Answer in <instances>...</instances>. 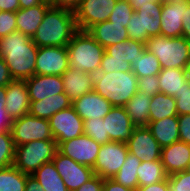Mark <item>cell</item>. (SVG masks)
Instances as JSON below:
<instances>
[{"mask_svg": "<svg viewBox=\"0 0 190 191\" xmlns=\"http://www.w3.org/2000/svg\"><path fill=\"white\" fill-rule=\"evenodd\" d=\"M37 51L32 38L20 31L0 38V56L14 80H27L35 75Z\"/></svg>", "mask_w": 190, "mask_h": 191, "instance_id": "1", "label": "cell"}, {"mask_svg": "<svg viewBox=\"0 0 190 191\" xmlns=\"http://www.w3.org/2000/svg\"><path fill=\"white\" fill-rule=\"evenodd\" d=\"M77 31L74 12L49 7L32 40L37 47H66Z\"/></svg>", "mask_w": 190, "mask_h": 191, "instance_id": "2", "label": "cell"}, {"mask_svg": "<svg viewBox=\"0 0 190 191\" xmlns=\"http://www.w3.org/2000/svg\"><path fill=\"white\" fill-rule=\"evenodd\" d=\"M93 91L107 99L112 106L124 105L138 91V77L133 71L94 75Z\"/></svg>", "mask_w": 190, "mask_h": 191, "instance_id": "3", "label": "cell"}, {"mask_svg": "<svg viewBox=\"0 0 190 191\" xmlns=\"http://www.w3.org/2000/svg\"><path fill=\"white\" fill-rule=\"evenodd\" d=\"M66 47L69 67L94 75L99 73L105 48L87 31L78 30Z\"/></svg>", "mask_w": 190, "mask_h": 191, "instance_id": "4", "label": "cell"}, {"mask_svg": "<svg viewBox=\"0 0 190 191\" xmlns=\"http://www.w3.org/2000/svg\"><path fill=\"white\" fill-rule=\"evenodd\" d=\"M145 48L156 56L162 69H184L190 59V42L183 36H152L146 42Z\"/></svg>", "mask_w": 190, "mask_h": 191, "instance_id": "5", "label": "cell"}, {"mask_svg": "<svg viewBox=\"0 0 190 191\" xmlns=\"http://www.w3.org/2000/svg\"><path fill=\"white\" fill-rule=\"evenodd\" d=\"M160 0L146 2L131 16L127 28L129 39L146 43L152 36L161 35Z\"/></svg>", "mask_w": 190, "mask_h": 191, "instance_id": "6", "label": "cell"}, {"mask_svg": "<svg viewBox=\"0 0 190 191\" xmlns=\"http://www.w3.org/2000/svg\"><path fill=\"white\" fill-rule=\"evenodd\" d=\"M57 150L55 140H35L15 146L13 165L23 173L32 175L41 165L51 162Z\"/></svg>", "mask_w": 190, "mask_h": 191, "instance_id": "7", "label": "cell"}, {"mask_svg": "<svg viewBox=\"0 0 190 191\" xmlns=\"http://www.w3.org/2000/svg\"><path fill=\"white\" fill-rule=\"evenodd\" d=\"M11 134L15 146H20L35 140H54L49 120L26 114L13 120Z\"/></svg>", "mask_w": 190, "mask_h": 191, "instance_id": "8", "label": "cell"}, {"mask_svg": "<svg viewBox=\"0 0 190 191\" xmlns=\"http://www.w3.org/2000/svg\"><path fill=\"white\" fill-rule=\"evenodd\" d=\"M128 153L126 143L111 141L101 144L93 167L94 175L103 179L112 178L124 164Z\"/></svg>", "mask_w": 190, "mask_h": 191, "instance_id": "9", "label": "cell"}, {"mask_svg": "<svg viewBox=\"0 0 190 191\" xmlns=\"http://www.w3.org/2000/svg\"><path fill=\"white\" fill-rule=\"evenodd\" d=\"M49 123L57 145L84 134V121L72 106L55 113L49 118Z\"/></svg>", "mask_w": 190, "mask_h": 191, "instance_id": "10", "label": "cell"}, {"mask_svg": "<svg viewBox=\"0 0 190 191\" xmlns=\"http://www.w3.org/2000/svg\"><path fill=\"white\" fill-rule=\"evenodd\" d=\"M117 0H81L75 13L78 30L88 31L93 25L107 21Z\"/></svg>", "mask_w": 190, "mask_h": 191, "instance_id": "11", "label": "cell"}, {"mask_svg": "<svg viewBox=\"0 0 190 191\" xmlns=\"http://www.w3.org/2000/svg\"><path fill=\"white\" fill-rule=\"evenodd\" d=\"M100 147V143H97L86 134H82L57 145V149L60 153L68 156L77 163L92 168L96 163Z\"/></svg>", "mask_w": 190, "mask_h": 191, "instance_id": "12", "label": "cell"}, {"mask_svg": "<svg viewBox=\"0 0 190 191\" xmlns=\"http://www.w3.org/2000/svg\"><path fill=\"white\" fill-rule=\"evenodd\" d=\"M68 191L77 190L94 176L93 168L77 163L58 150L52 160Z\"/></svg>", "mask_w": 190, "mask_h": 191, "instance_id": "13", "label": "cell"}, {"mask_svg": "<svg viewBox=\"0 0 190 191\" xmlns=\"http://www.w3.org/2000/svg\"><path fill=\"white\" fill-rule=\"evenodd\" d=\"M69 68L67 47H38L35 74L62 76Z\"/></svg>", "mask_w": 190, "mask_h": 191, "instance_id": "14", "label": "cell"}, {"mask_svg": "<svg viewBox=\"0 0 190 191\" xmlns=\"http://www.w3.org/2000/svg\"><path fill=\"white\" fill-rule=\"evenodd\" d=\"M126 145L128 151L140 160L150 162L160 159L162 147L147 126L135 127Z\"/></svg>", "mask_w": 190, "mask_h": 191, "instance_id": "15", "label": "cell"}, {"mask_svg": "<svg viewBox=\"0 0 190 191\" xmlns=\"http://www.w3.org/2000/svg\"><path fill=\"white\" fill-rule=\"evenodd\" d=\"M3 99L6 112L13 121L29 114L30 101L25 80H12L5 87Z\"/></svg>", "mask_w": 190, "mask_h": 191, "instance_id": "16", "label": "cell"}, {"mask_svg": "<svg viewBox=\"0 0 190 191\" xmlns=\"http://www.w3.org/2000/svg\"><path fill=\"white\" fill-rule=\"evenodd\" d=\"M105 122V134L110 141L126 143L136 127L129 118L124 107L113 106L103 118Z\"/></svg>", "mask_w": 190, "mask_h": 191, "instance_id": "17", "label": "cell"}, {"mask_svg": "<svg viewBox=\"0 0 190 191\" xmlns=\"http://www.w3.org/2000/svg\"><path fill=\"white\" fill-rule=\"evenodd\" d=\"M190 0L162 4L161 36L174 38L182 36V19Z\"/></svg>", "mask_w": 190, "mask_h": 191, "instance_id": "18", "label": "cell"}, {"mask_svg": "<svg viewBox=\"0 0 190 191\" xmlns=\"http://www.w3.org/2000/svg\"><path fill=\"white\" fill-rule=\"evenodd\" d=\"M25 82L29 101L43 100L46 97L64 92L63 78L59 75L35 74Z\"/></svg>", "mask_w": 190, "mask_h": 191, "instance_id": "19", "label": "cell"}, {"mask_svg": "<svg viewBox=\"0 0 190 191\" xmlns=\"http://www.w3.org/2000/svg\"><path fill=\"white\" fill-rule=\"evenodd\" d=\"M72 107L83 121L91 118H104L113 107L100 94L92 91L80 96L72 102Z\"/></svg>", "mask_w": 190, "mask_h": 191, "instance_id": "20", "label": "cell"}, {"mask_svg": "<svg viewBox=\"0 0 190 191\" xmlns=\"http://www.w3.org/2000/svg\"><path fill=\"white\" fill-rule=\"evenodd\" d=\"M160 160L167 175L185 171L190 163V144L178 141L163 147Z\"/></svg>", "mask_w": 190, "mask_h": 191, "instance_id": "21", "label": "cell"}, {"mask_svg": "<svg viewBox=\"0 0 190 191\" xmlns=\"http://www.w3.org/2000/svg\"><path fill=\"white\" fill-rule=\"evenodd\" d=\"M64 93L73 102L84 94L93 91L94 74L69 67L62 75Z\"/></svg>", "mask_w": 190, "mask_h": 191, "instance_id": "22", "label": "cell"}, {"mask_svg": "<svg viewBox=\"0 0 190 191\" xmlns=\"http://www.w3.org/2000/svg\"><path fill=\"white\" fill-rule=\"evenodd\" d=\"M103 48L129 40L126 27L104 21L93 25L87 31Z\"/></svg>", "mask_w": 190, "mask_h": 191, "instance_id": "23", "label": "cell"}, {"mask_svg": "<svg viewBox=\"0 0 190 191\" xmlns=\"http://www.w3.org/2000/svg\"><path fill=\"white\" fill-rule=\"evenodd\" d=\"M72 106V101L63 92L46 97L43 100L30 101L29 114L49 120L55 113Z\"/></svg>", "mask_w": 190, "mask_h": 191, "instance_id": "24", "label": "cell"}, {"mask_svg": "<svg viewBox=\"0 0 190 191\" xmlns=\"http://www.w3.org/2000/svg\"><path fill=\"white\" fill-rule=\"evenodd\" d=\"M147 128L162 148L180 141L178 116L166 117L158 121H149Z\"/></svg>", "mask_w": 190, "mask_h": 191, "instance_id": "25", "label": "cell"}, {"mask_svg": "<svg viewBox=\"0 0 190 191\" xmlns=\"http://www.w3.org/2000/svg\"><path fill=\"white\" fill-rule=\"evenodd\" d=\"M48 5L39 4L27 9H19L15 12L17 31L32 38L39 28Z\"/></svg>", "mask_w": 190, "mask_h": 191, "instance_id": "26", "label": "cell"}, {"mask_svg": "<svg viewBox=\"0 0 190 191\" xmlns=\"http://www.w3.org/2000/svg\"><path fill=\"white\" fill-rule=\"evenodd\" d=\"M146 43L127 40L105 48L102 60H117L131 63L146 49Z\"/></svg>", "mask_w": 190, "mask_h": 191, "instance_id": "27", "label": "cell"}, {"mask_svg": "<svg viewBox=\"0 0 190 191\" xmlns=\"http://www.w3.org/2000/svg\"><path fill=\"white\" fill-rule=\"evenodd\" d=\"M151 96L142 91H137L135 95L124 105V108L136 127L147 126L150 114Z\"/></svg>", "mask_w": 190, "mask_h": 191, "instance_id": "28", "label": "cell"}, {"mask_svg": "<svg viewBox=\"0 0 190 191\" xmlns=\"http://www.w3.org/2000/svg\"><path fill=\"white\" fill-rule=\"evenodd\" d=\"M160 93L174 97L179 93L187 82L184 69L167 68L161 69L158 74Z\"/></svg>", "mask_w": 190, "mask_h": 191, "instance_id": "29", "label": "cell"}, {"mask_svg": "<svg viewBox=\"0 0 190 191\" xmlns=\"http://www.w3.org/2000/svg\"><path fill=\"white\" fill-rule=\"evenodd\" d=\"M43 191H68L53 162L41 165L32 175Z\"/></svg>", "mask_w": 190, "mask_h": 191, "instance_id": "30", "label": "cell"}, {"mask_svg": "<svg viewBox=\"0 0 190 191\" xmlns=\"http://www.w3.org/2000/svg\"><path fill=\"white\" fill-rule=\"evenodd\" d=\"M149 109V121L178 116L175 98L164 93H158L151 97Z\"/></svg>", "mask_w": 190, "mask_h": 191, "instance_id": "31", "label": "cell"}, {"mask_svg": "<svg viewBox=\"0 0 190 191\" xmlns=\"http://www.w3.org/2000/svg\"><path fill=\"white\" fill-rule=\"evenodd\" d=\"M141 162L142 160L129 152L124 164L112 179L125 187L136 190L139 187L137 169Z\"/></svg>", "mask_w": 190, "mask_h": 191, "instance_id": "32", "label": "cell"}, {"mask_svg": "<svg viewBox=\"0 0 190 191\" xmlns=\"http://www.w3.org/2000/svg\"><path fill=\"white\" fill-rule=\"evenodd\" d=\"M139 187L155 184L167 179L161 160L146 162L142 160L137 169Z\"/></svg>", "mask_w": 190, "mask_h": 191, "instance_id": "33", "label": "cell"}, {"mask_svg": "<svg viewBox=\"0 0 190 191\" xmlns=\"http://www.w3.org/2000/svg\"><path fill=\"white\" fill-rule=\"evenodd\" d=\"M27 176L14 165L0 168V191H25Z\"/></svg>", "mask_w": 190, "mask_h": 191, "instance_id": "34", "label": "cell"}, {"mask_svg": "<svg viewBox=\"0 0 190 191\" xmlns=\"http://www.w3.org/2000/svg\"><path fill=\"white\" fill-rule=\"evenodd\" d=\"M130 65L131 70L138 78L158 75L162 69L156 56L146 49L140 54V56H138L136 60H132Z\"/></svg>", "mask_w": 190, "mask_h": 191, "instance_id": "35", "label": "cell"}, {"mask_svg": "<svg viewBox=\"0 0 190 191\" xmlns=\"http://www.w3.org/2000/svg\"><path fill=\"white\" fill-rule=\"evenodd\" d=\"M15 157V144L11 130L0 131V168L12 166Z\"/></svg>", "mask_w": 190, "mask_h": 191, "instance_id": "36", "label": "cell"}, {"mask_svg": "<svg viewBox=\"0 0 190 191\" xmlns=\"http://www.w3.org/2000/svg\"><path fill=\"white\" fill-rule=\"evenodd\" d=\"M84 134L95 140L97 143L106 144L111 142L109 135L105 134V122L103 118H91L84 121Z\"/></svg>", "mask_w": 190, "mask_h": 191, "instance_id": "37", "label": "cell"}, {"mask_svg": "<svg viewBox=\"0 0 190 191\" xmlns=\"http://www.w3.org/2000/svg\"><path fill=\"white\" fill-rule=\"evenodd\" d=\"M134 12L135 10L128 0H117L113 11L108 18V21L112 24H118L122 27H127Z\"/></svg>", "mask_w": 190, "mask_h": 191, "instance_id": "38", "label": "cell"}, {"mask_svg": "<svg viewBox=\"0 0 190 191\" xmlns=\"http://www.w3.org/2000/svg\"><path fill=\"white\" fill-rule=\"evenodd\" d=\"M168 191H190V172L182 171L168 175Z\"/></svg>", "mask_w": 190, "mask_h": 191, "instance_id": "39", "label": "cell"}, {"mask_svg": "<svg viewBox=\"0 0 190 191\" xmlns=\"http://www.w3.org/2000/svg\"><path fill=\"white\" fill-rule=\"evenodd\" d=\"M178 115L190 114V83L187 81L179 93L174 96Z\"/></svg>", "mask_w": 190, "mask_h": 191, "instance_id": "40", "label": "cell"}, {"mask_svg": "<svg viewBox=\"0 0 190 191\" xmlns=\"http://www.w3.org/2000/svg\"><path fill=\"white\" fill-rule=\"evenodd\" d=\"M17 30L15 12H0V38Z\"/></svg>", "mask_w": 190, "mask_h": 191, "instance_id": "41", "label": "cell"}, {"mask_svg": "<svg viewBox=\"0 0 190 191\" xmlns=\"http://www.w3.org/2000/svg\"><path fill=\"white\" fill-rule=\"evenodd\" d=\"M138 91H142L151 97L160 93L158 75L138 78Z\"/></svg>", "mask_w": 190, "mask_h": 191, "instance_id": "42", "label": "cell"}, {"mask_svg": "<svg viewBox=\"0 0 190 191\" xmlns=\"http://www.w3.org/2000/svg\"><path fill=\"white\" fill-rule=\"evenodd\" d=\"M129 72L131 65L129 62L117 61V60H101V66L99 72L110 73V72Z\"/></svg>", "mask_w": 190, "mask_h": 191, "instance_id": "43", "label": "cell"}, {"mask_svg": "<svg viewBox=\"0 0 190 191\" xmlns=\"http://www.w3.org/2000/svg\"><path fill=\"white\" fill-rule=\"evenodd\" d=\"M178 126L180 141L190 144V114L178 115Z\"/></svg>", "mask_w": 190, "mask_h": 191, "instance_id": "44", "label": "cell"}, {"mask_svg": "<svg viewBox=\"0 0 190 191\" xmlns=\"http://www.w3.org/2000/svg\"><path fill=\"white\" fill-rule=\"evenodd\" d=\"M5 87H0V131L11 130L12 120L9 118L4 104L3 93Z\"/></svg>", "mask_w": 190, "mask_h": 191, "instance_id": "45", "label": "cell"}, {"mask_svg": "<svg viewBox=\"0 0 190 191\" xmlns=\"http://www.w3.org/2000/svg\"><path fill=\"white\" fill-rule=\"evenodd\" d=\"M104 179L94 175L75 191H102Z\"/></svg>", "mask_w": 190, "mask_h": 191, "instance_id": "46", "label": "cell"}, {"mask_svg": "<svg viewBox=\"0 0 190 191\" xmlns=\"http://www.w3.org/2000/svg\"><path fill=\"white\" fill-rule=\"evenodd\" d=\"M13 80L9 68L3 57L0 56V87H7Z\"/></svg>", "mask_w": 190, "mask_h": 191, "instance_id": "47", "label": "cell"}, {"mask_svg": "<svg viewBox=\"0 0 190 191\" xmlns=\"http://www.w3.org/2000/svg\"><path fill=\"white\" fill-rule=\"evenodd\" d=\"M102 191H135L128 187H125L112 178L104 179Z\"/></svg>", "mask_w": 190, "mask_h": 191, "instance_id": "48", "label": "cell"}, {"mask_svg": "<svg viewBox=\"0 0 190 191\" xmlns=\"http://www.w3.org/2000/svg\"><path fill=\"white\" fill-rule=\"evenodd\" d=\"M80 3L81 0H55V8L75 12L79 7Z\"/></svg>", "mask_w": 190, "mask_h": 191, "instance_id": "49", "label": "cell"}, {"mask_svg": "<svg viewBox=\"0 0 190 191\" xmlns=\"http://www.w3.org/2000/svg\"><path fill=\"white\" fill-rule=\"evenodd\" d=\"M182 21H183L182 22V26H183L182 36L188 42H190V3L188 5L186 11L184 12Z\"/></svg>", "mask_w": 190, "mask_h": 191, "instance_id": "50", "label": "cell"}, {"mask_svg": "<svg viewBox=\"0 0 190 191\" xmlns=\"http://www.w3.org/2000/svg\"><path fill=\"white\" fill-rule=\"evenodd\" d=\"M135 191H168V178L155 184L138 187Z\"/></svg>", "mask_w": 190, "mask_h": 191, "instance_id": "51", "label": "cell"}, {"mask_svg": "<svg viewBox=\"0 0 190 191\" xmlns=\"http://www.w3.org/2000/svg\"><path fill=\"white\" fill-rule=\"evenodd\" d=\"M19 9V0H0L1 11L17 12Z\"/></svg>", "mask_w": 190, "mask_h": 191, "instance_id": "52", "label": "cell"}, {"mask_svg": "<svg viewBox=\"0 0 190 191\" xmlns=\"http://www.w3.org/2000/svg\"><path fill=\"white\" fill-rule=\"evenodd\" d=\"M25 191H43V188L34 177L28 175Z\"/></svg>", "mask_w": 190, "mask_h": 191, "instance_id": "53", "label": "cell"}, {"mask_svg": "<svg viewBox=\"0 0 190 191\" xmlns=\"http://www.w3.org/2000/svg\"><path fill=\"white\" fill-rule=\"evenodd\" d=\"M41 4L40 0H19L20 9H27Z\"/></svg>", "mask_w": 190, "mask_h": 191, "instance_id": "54", "label": "cell"}, {"mask_svg": "<svg viewBox=\"0 0 190 191\" xmlns=\"http://www.w3.org/2000/svg\"><path fill=\"white\" fill-rule=\"evenodd\" d=\"M130 2V4L132 5L133 9L136 11L138 10L143 4H145L146 2H152V1H156V0H128Z\"/></svg>", "mask_w": 190, "mask_h": 191, "instance_id": "55", "label": "cell"}, {"mask_svg": "<svg viewBox=\"0 0 190 191\" xmlns=\"http://www.w3.org/2000/svg\"><path fill=\"white\" fill-rule=\"evenodd\" d=\"M184 71H185V75H186L187 81L190 83V59L187 62L186 66L184 68Z\"/></svg>", "mask_w": 190, "mask_h": 191, "instance_id": "56", "label": "cell"}, {"mask_svg": "<svg viewBox=\"0 0 190 191\" xmlns=\"http://www.w3.org/2000/svg\"><path fill=\"white\" fill-rule=\"evenodd\" d=\"M42 4L48 5L49 7L55 8V0H40Z\"/></svg>", "mask_w": 190, "mask_h": 191, "instance_id": "57", "label": "cell"}, {"mask_svg": "<svg viewBox=\"0 0 190 191\" xmlns=\"http://www.w3.org/2000/svg\"><path fill=\"white\" fill-rule=\"evenodd\" d=\"M179 1H183V0H160L162 4L174 3Z\"/></svg>", "mask_w": 190, "mask_h": 191, "instance_id": "58", "label": "cell"}, {"mask_svg": "<svg viewBox=\"0 0 190 191\" xmlns=\"http://www.w3.org/2000/svg\"><path fill=\"white\" fill-rule=\"evenodd\" d=\"M186 171L190 172V163H189V165L187 166Z\"/></svg>", "mask_w": 190, "mask_h": 191, "instance_id": "59", "label": "cell"}]
</instances>
